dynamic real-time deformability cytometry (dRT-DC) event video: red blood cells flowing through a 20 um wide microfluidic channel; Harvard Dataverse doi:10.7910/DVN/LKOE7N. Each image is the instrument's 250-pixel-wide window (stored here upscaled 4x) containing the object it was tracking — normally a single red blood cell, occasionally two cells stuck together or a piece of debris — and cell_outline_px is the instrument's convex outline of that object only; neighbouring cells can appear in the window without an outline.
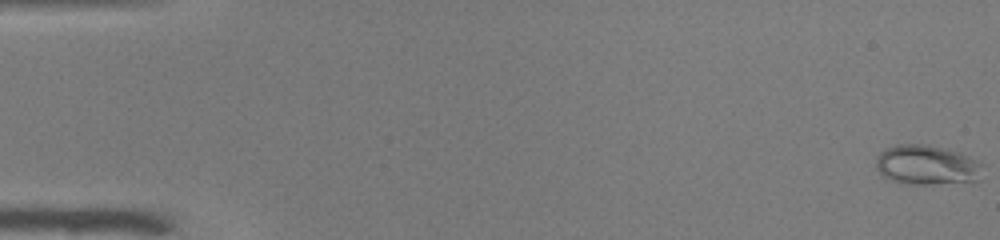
{"species": "common noctule bat (a hibernating species)", "species_latin": "Nyctalus noctula", "temperature_condition": "warm", "stored_images_in_passage": 52, "camera_frame_rate_fps": 3000, "um_per_image_px": 0.085, "animal": {"sex": "male", "body_mass_g": 19.0, "forearm_length_mm": 50.8}, "frame": {"image": 1, "passage_image": 1, "time_ms": 0.0, "image_size_px": [1000, 240], "cell_outline_px": [[984, 164], [980, 180], [932, 184], [900, 184], [884, 176], [876, 168], [876, 160], [880, 152], [896, 144], [924, 144], [944, 148], [960, 152]], "centroid_in_image_um": [78.8, 14.03], "position_along_channel_um": 6.2, "area_um2": 24.8}}
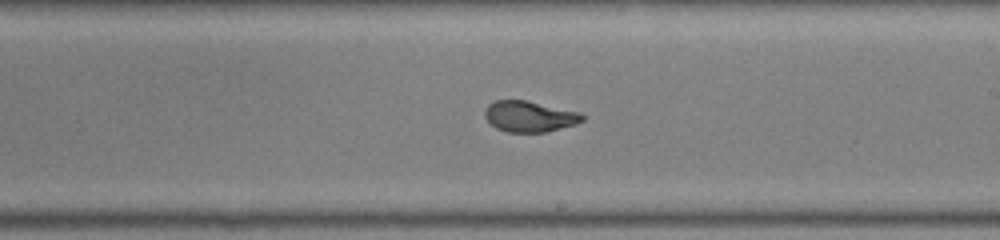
{"frame": {"image": 2, "passage_image": 31, "time_ms": 10.0, "image_size_px": [1000, 240], "cell_outline_px": [[584, 120], [576, 124], [548, 132], [508, 132], [496, 128], [484, 116], [484, 112], [488, 104], [496, 100], [524, 100], [580, 112], [584, 116]], "centroid_in_image_um": [45.01, 9.9], "position_along_channel_um": 244.0, "area_um2": 17.51}}
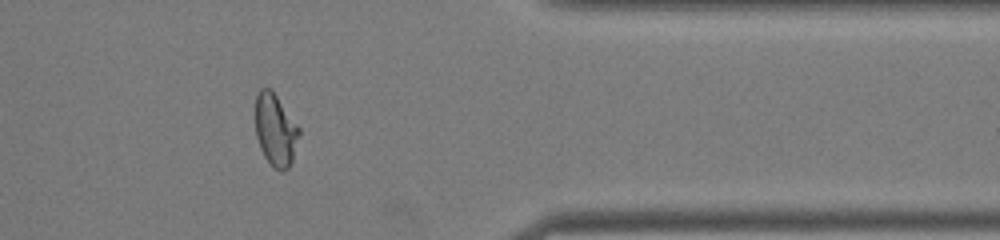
{"frame": {"image": 3, "passage_image": 43, "time_ms": 14.0, "image_size_px": [1000, 240], "cell_outline_px": [[300, 136], [292, 160], [288, 168], [284, 172], [280, 172], [264, 156], [260, 148], [256, 136], [256, 96], [260, 88], [272, 88], [300, 128]], "centroid_in_image_um": [23.43, 11.02], "position_along_channel_um": 388.0, "area_um2": 18.5}}